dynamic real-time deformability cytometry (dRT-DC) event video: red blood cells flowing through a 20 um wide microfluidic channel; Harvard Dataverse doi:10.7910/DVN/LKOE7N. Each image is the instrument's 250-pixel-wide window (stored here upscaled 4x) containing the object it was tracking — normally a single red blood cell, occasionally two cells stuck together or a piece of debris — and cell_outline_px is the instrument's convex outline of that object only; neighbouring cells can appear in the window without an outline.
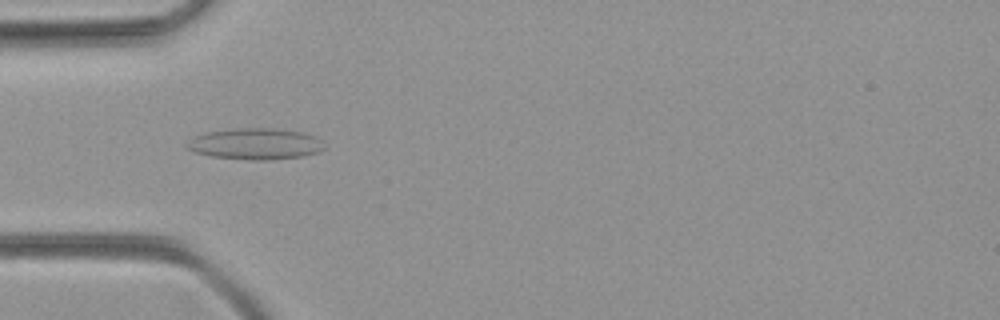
{"species": "common noctule bat (a hibernating species)", "species_latin": "Nyctalus noctula", "temperature_condition": "room temperature", "stored_images_in_passage": 39, "camera_frame_rate_fps": 3000, "um_per_image_px": 0.085, "animal": {"sex": "female", "body_mass_g": 21.9}, "frame": {"image": 1, "passage_image": 5, "time_ms": 1.333, "image_size_px": [1000, 320], "cell_outline_px": [[324, 148], [320, 152], [304, 156], [272, 160], [252, 160], [212, 156], [196, 152], [188, 148], [184, 144], [196, 136], [204, 132], [236, 128], [276, 128], [304, 132], [316, 136], [320, 140]], "centroid_in_image_um": [21.74, 12.22], "position_along_channel_um": 63.3, "area_um2": 25.14}}
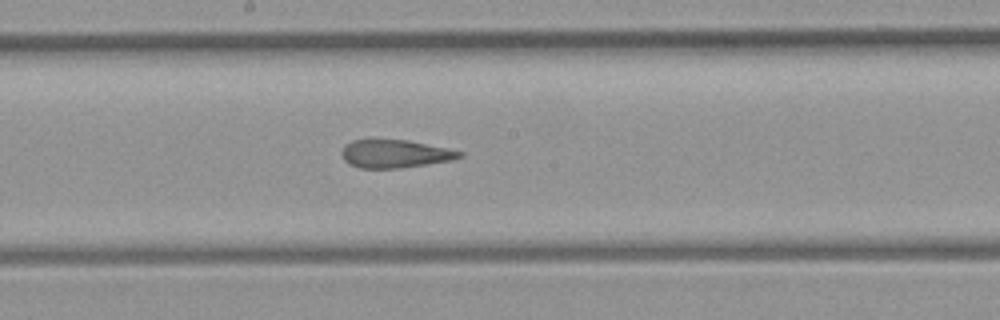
{"frame": {"image": 2, "passage_image": 16, "time_ms": 5.0, "image_size_px": [1000, 320], "cell_outline_px": [[464, 156], [452, 160], [400, 168], [360, 168], [348, 164], [344, 160], [340, 152], [344, 144], [352, 140], [368, 136], [372, 136], [408, 140], [448, 148], [464, 152]], "centroid_in_image_um": [33.49, 13.02], "position_along_channel_um": 214.7, "area_um2": 20.23}}
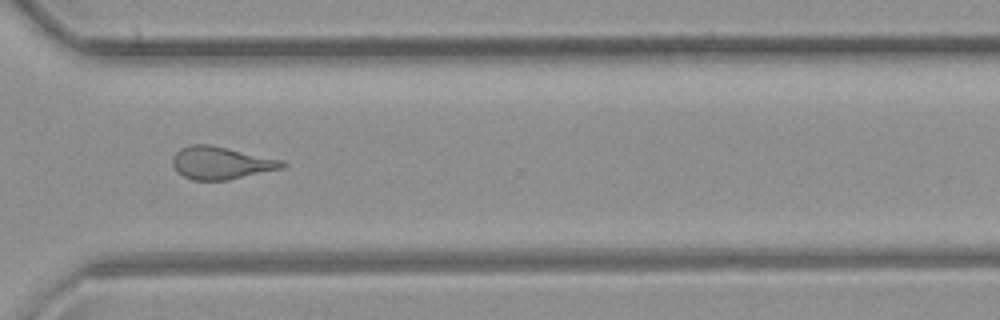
{"frame": {"image": 3, "passage_image": 26, "time_ms": 8.333, "image_size_px": [1000, 320], "cell_outline_px": [[288, 164], [284, 168], [228, 180], [192, 180], [176, 172], [172, 164], [172, 156], [180, 148], [192, 144], [208, 144], [228, 148], [284, 160]], "centroid_in_image_um": [18.79, 13.85], "position_along_channel_um": 351.8, "area_um2": 21.04}}